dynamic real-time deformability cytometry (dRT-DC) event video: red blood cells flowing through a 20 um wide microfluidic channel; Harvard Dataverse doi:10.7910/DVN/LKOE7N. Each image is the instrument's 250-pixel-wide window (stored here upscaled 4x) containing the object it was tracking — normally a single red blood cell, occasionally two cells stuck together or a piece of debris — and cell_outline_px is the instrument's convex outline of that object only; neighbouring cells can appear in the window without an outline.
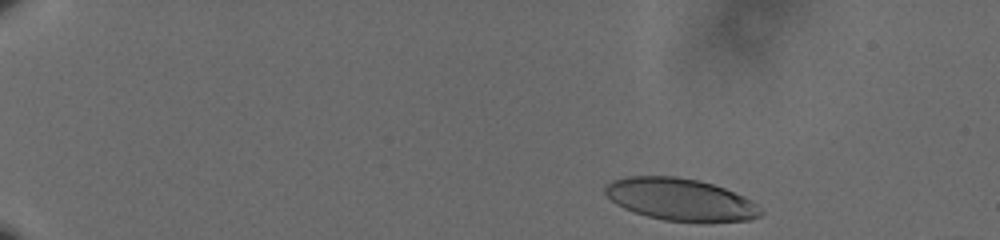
{"species": "human", "species_latin": "Homo sapiens", "temperature_condition": "cold", "stored_images_in_passage": 50, "camera_frame_rate_fps": 3000, "um_per_image_px": 0.085, "donor": {"sex": "male"}, "frame": {"image": 1, "passage_image": 1, "time_ms": 0.0, "image_size_px": [1000, 240], "cell_outline_px": [[764, 212], [760, 216], [752, 220], [708, 224], [704, 224], [664, 220], [648, 216], [624, 208], [616, 204], [604, 192], [604, 188], [612, 180], [628, 176], [676, 176], [696, 180], [712, 184], [724, 188], [744, 196], [752, 200]], "centroid_in_image_um": [57.9, 16.99], "position_along_channel_um": 27.1, "area_um2": 38.84}}
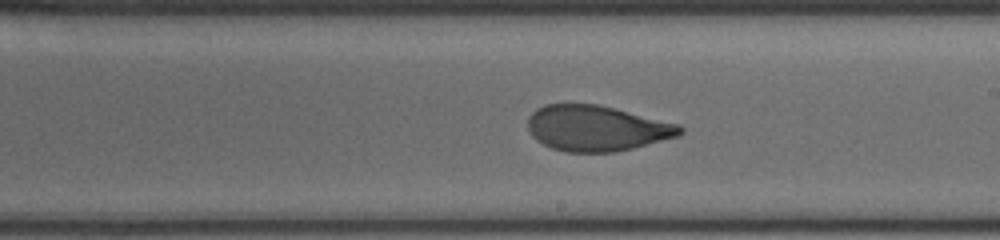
{"frame": {"image": 2, "passage_image": 29, "time_ms": 9.333, "image_size_px": [1000, 240], "cell_outline_px": [[684, 132], [680, 136], [616, 152], [564, 152], [552, 148], [536, 140], [532, 136], [528, 128], [528, 116], [536, 108], [544, 104], [596, 104], [680, 124], [684, 128]], "centroid_in_image_um": [50.71, 10.9], "position_along_channel_um": 238.3, "area_um2": 40.52}}
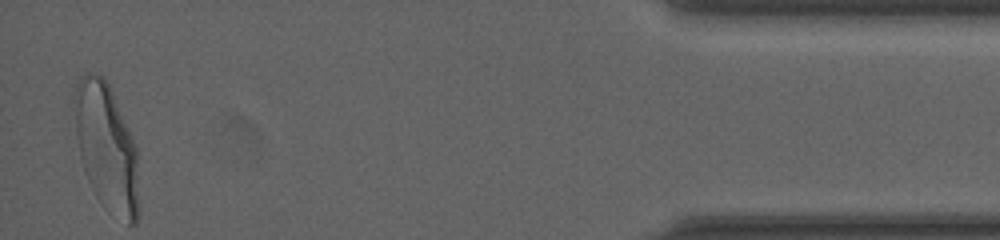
{"frame": {"image": 3, "passage_image": 50, "time_ms": 16.333, "image_size_px": [1000, 240], "cell_outline_px": [[140, 216], [136, 224], [128, 224], [108, 212], [100, 204], [88, 180], [80, 156], [76, 136], [76, 80], [84, 72], [92, 72], [104, 76], [112, 92], [136, 148], [140, 208]], "centroid_in_image_um": [9.08, 12.61], "position_along_channel_um": 426.1, "area_um2": 47.63}, "authors_computed_cell_mechanics": {"area_um2": 41.2981, "velocity_mm_per_s": 3.5916, "shape_relaxation_time_tau1_ms": 5.6163, "shape_relaxation_time_tau2_ms": 0.9653, "deformation_change_tau1": 0.1991, "deformation_change_tau2": 0.0683}}